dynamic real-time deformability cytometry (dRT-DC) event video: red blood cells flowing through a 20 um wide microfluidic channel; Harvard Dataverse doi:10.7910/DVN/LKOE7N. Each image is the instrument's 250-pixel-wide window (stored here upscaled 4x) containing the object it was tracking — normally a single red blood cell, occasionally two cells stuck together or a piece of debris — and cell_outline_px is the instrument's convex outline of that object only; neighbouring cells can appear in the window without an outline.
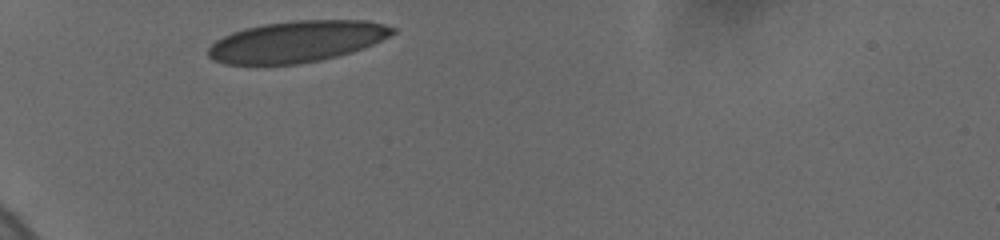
{"species": "human", "species_latin": "Homo sapiens", "temperature_condition": "cold", "stored_images_in_passage": 13, "camera_frame_rate_fps": 3000, "um_per_image_px": 0.085, "donor": {"sex": "female"}, "frame": {"image": 1, "passage_image": 1, "time_ms": 0.0, "image_size_px": [1000, 240], "cell_outline_px": [[396, 32], [364, 48], [352, 52], [320, 60], [300, 64], [224, 64], [212, 60], [208, 56], [208, 48], [216, 40], [232, 32], [244, 28], [264, 24], [292, 20], [368, 20], [384, 24], [396, 28]], "centroid_in_image_um": [25.22, 3.53], "position_along_channel_um": 59.8, "area_um2": 44.39}}
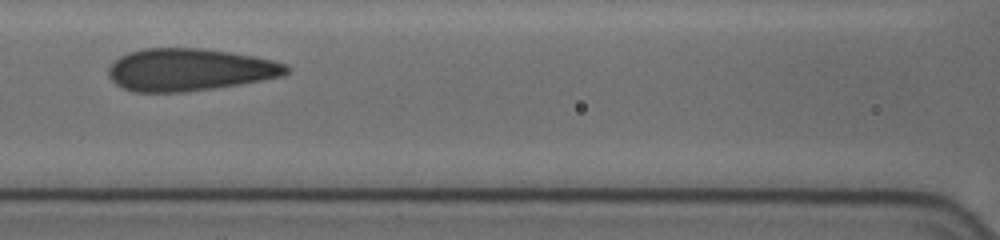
{"frame": {"image": 2, "passage_image": 8, "time_ms": 3.0, "image_size_px": [1000, 240], "cell_outline_px": [[292, 68], [284, 76], [240, 84], [184, 92], [136, 92], [124, 88], [116, 84], [108, 76], [108, 68], [120, 56], [128, 52], [144, 48], [204, 48], [232, 52], [256, 56], [288, 64]], "centroid_in_image_um": [16.15, 5.91], "position_along_channel_um": 150.4, "area_um2": 44.16}}
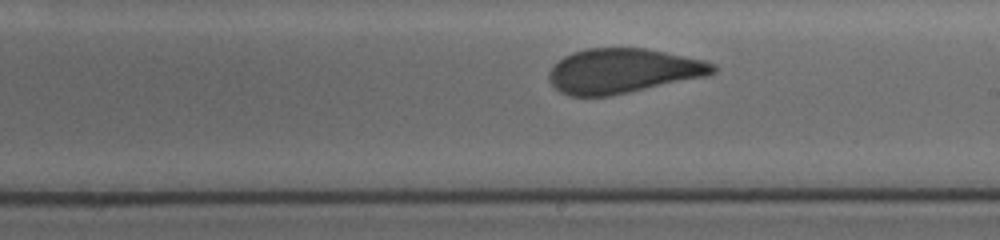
{"frame": {"image": 3, "passage_image": 13, "time_ms": 5.333, "image_size_px": [1000, 240], "cell_outline_px": [[716, 72], [704, 76], [612, 96], [568, 96], [560, 92], [548, 80], [548, 72], [552, 64], [564, 56], [572, 52], [588, 48], [648, 48], [704, 60], [712, 64], [716, 68]], "centroid_in_image_um": [52.88, 6.02], "position_along_channel_um": 236.1, "area_um2": 42.77}}